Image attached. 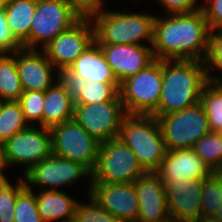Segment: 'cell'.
<instances>
[{"label": "cell", "mask_w": 222, "mask_h": 222, "mask_svg": "<svg viewBox=\"0 0 222 222\" xmlns=\"http://www.w3.org/2000/svg\"><path fill=\"white\" fill-rule=\"evenodd\" d=\"M164 185L190 179H207L213 171L196 154L194 148L167 150L156 171Z\"/></svg>", "instance_id": "e0dca14e"}, {"label": "cell", "mask_w": 222, "mask_h": 222, "mask_svg": "<svg viewBox=\"0 0 222 222\" xmlns=\"http://www.w3.org/2000/svg\"><path fill=\"white\" fill-rule=\"evenodd\" d=\"M61 76L69 83L118 82L96 41L89 45Z\"/></svg>", "instance_id": "ffe728a7"}, {"label": "cell", "mask_w": 222, "mask_h": 222, "mask_svg": "<svg viewBox=\"0 0 222 222\" xmlns=\"http://www.w3.org/2000/svg\"><path fill=\"white\" fill-rule=\"evenodd\" d=\"M4 152L8 165L23 164L24 173L35 164L52 154L51 132L49 128L29 125L15 134L4 144Z\"/></svg>", "instance_id": "8fae6325"}, {"label": "cell", "mask_w": 222, "mask_h": 222, "mask_svg": "<svg viewBox=\"0 0 222 222\" xmlns=\"http://www.w3.org/2000/svg\"><path fill=\"white\" fill-rule=\"evenodd\" d=\"M37 208L44 222L75 220L78 201L59 190H40L35 194Z\"/></svg>", "instance_id": "7402d4cb"}, {"label": "cell", "mask_w": 222, "mask_h": 222, "mask_svg": "<svg viewBox=\"0 0 222 222\" xmlns=\"http://www.w3.org/2000/svg\"><path fill=\"white\" fill-rule=\"evenodd\" d=\"M22 48V44L14 37L7 24L4 11L0 12V53H12Z\"/></svg>", "instance_id": "d590c367"}, {"label": "cell", "mask_w": 222, "mask_h": 222, "mask_svg": "<svg viewBox=\"0 0 222 222\" xmlns=\"http://www.w3.org/2000/svg\"><path fill=\"white\" fill-rule=\"evenodd\" d=\"M211 131H222V82L209 81L200 99Z\"/></svg>", "instance_id": "484cf974"}, {"label": "cell", "mask_w": 222, "mask_h": 222, "mask_svg": "<svg viewBox=\"0 0 222 222\" xmlns=\"http://www.w3.org/2000/svg\"><path fill=\"white\" fill-rule=\"evenodd\" d=\"M14 222H44L41 218L33 189L25 187L17 196Z\"/></svg>", "instance_id": "f546056e"}, {"label": "cell", "mask_w": 222, "mask_h": 222, "mask_svg": "<svg viewBox=\"0 0 222 222\" xmlns=\"http://www.w3.org/2000/svg\"><path fill=\"white\" fill-rule=\"evenodd\" d=\"M45 92L42 91H23L18 102L22 108L25 121L31 125V122L37 121L42 126V113L44 108ZM30 122V123H29Z\"/></svg>", "instance_id": "1f68e13d"}, {"label": "cell", "mask_w": 222, "mask_h": 222, "mask_svg": "<svg viewBox=\"0 0 222 222\" xmlns=\"http://www.w3.org/2000/svg\"><path fill=\"white\" fill-rule=\"evenodd\" d=\"M89 197L88 204L77 203L76 222H122L104 210L91 195Z\"/></svg>", "instance_id": "d6a6232c"}, {"label": "cell", "mask_w": 222, "mask_h": 222, "mask_svg": "<svg viewBox=\"0 0 222 222\" xmlns=\"http://www.w3.org/2000/svg\"><path fill=\"white\" fill-rule=\"evenodd\" d=\"M89 195L108 213L122 222L136 221L139 207L133 182H90Z\"/></svg>", "instance_id": "5bb4252c"}, {"label": "cell", "mask_w": 222, "mask_h": 222, "mask_svg": "<svg viewBox=\"0 0 222 222\" xmlns=\"http://www.w3.org/2000/svg\"><path fill=\"white\" fill-rule=\"evenodd\" d=\"M118 137L135 153L146 172L160 168L167 150L155 116L127 114Z\"/></svg>", "instance_id": "3957f363"}, {"label": "cell", "mask_w": 222, "mask_h": 222, "mask_svg": "<svg viewBox=\"0 0 222 222\" xmlns=\"http://www.w3.org/2000/svg\"><path fill=\"white\" fill-rule=\"evenodd\" d=\"M13 186L9 181L0 183V222H14V208L18 194L26 187L23 178Z\"/></svg>", "instance_id": "4dcf8cb0"}, {"label": "cell", "mask_w": 222, "mask_h": 222, "mask_svg": "<svg viewBox=\"0 0 222 222\" xmlns=\"http://www.w3.org/2000/svg\"><path fill=\"white\" fill-rule=\"evenodd\" d=\"M138 198V222H162L170 218L165 185L157 172H145L134 182Z\"/></svg>", "instance_id": "2e32d148"}, {"label": "cell", "mask_w": 222, "mask_h": 222, "mask_svg": "<svg viewBox=\"0 0 222 222\" xmlns=\"http://www.w3.org/2000/svg\"><path fill=\"white\" fill-rule=\"evenodd\" d=\"M0 53V99L18 101L23 93L16 66V51Z\"/></svg>", "instance_id": "d4e9b609"}, {"label": "cell", "mask_w": 222, "mask_h": 222, "mask_svg": "<svg viewBox=\"0 0 222 222\" xmlns=\"http://www.w3.org/2000/svg\"><path fill=\"white\" fill-rule=\"evenodd\" d=\"M6 166L8 167V163L4 152V146L0 143V183L8 181L4 174L5 172H3L4 169H7L5 168Z\"/></svg>", "instance_id": "f35d334b"}, {"label": "cell", "mask_w": 222, "mask_h": 222, "mask_svg": "<svg viewBox=\"0 0 222 222\" xmlns=\"http://www.w3.org/2000/svg\"><path fill=\"white\" fill-rule=\"evenodd\" d=\"M8 0H0V12L4 11Z\"/></svg>", "instance_id": "7bdbcfd3"}, {"label": "cell", "mask_w": 222, "mask_h": 222, "mask_svg": "<svg viewBox=\"0 0 222 222\" xmlns=\"http://www.w3.org/2000/svg\"><path fill=\"white\" fill-rule=\"evenodd\" d=\"M195 222H222V221H219L215 217H201Z\"/></svg>", "instance_id": "ab89813d"}, {"label": "cell", "mask_w": 222, "mask_h": 222, "mask_svg": "<svg viewBox=\"0 0 222 222\" xmlns=\"http://www.w3.org/2000/svg\"><path fill=\"white\" fill-rule=\"evenodd\" d=\"M200 199L201 217H215L222 204V191L218 180L213 175L204 179Z\"/></svg>", "instance_id": "f1b7e54d"}, {"label": "cell", "mask_w": 222, "mask_h": 222, "mask_svg": "<svg viewBox=\"0 0 222 222\" xmlns=\"http://www.w3.org/2000/svg\"><path fill=\"white\" fill-rule=\"evenodd\" d=\"M16 66L23 91L45 92L54 83L55 66L43 50L20 48L16 50Z\"/></svg>", "instance_id": "d6986e66"}, {"label": "cell", "mask_w": 222, "mask_h": 222, "mask_svg": "<svg viewBox=\"0 0 222 222\" xmlns=\"http://www.w3.org/2000/svg\"><path fill=\"white\" fill-rule=\"evenodd\" d=\"M168 14L189 13L201 8L196 0H158Z\"/></svg>", "instance_id": "74e56055"}, {"label": "cell", "mask_w": 222, "mask_h": 222, "mask_svg": "<svg viewBox=\"0 0 222 222\" xmlns=\"http://www.w3.org/2000/svg\"><path fill=\"white\" fill-rule=\"evenodd\" d=\"M35 8L36 0H8L4 9L7 24L23 48L29 49V33Z\"/></svg>", "instance_id": "603a6c76"}, {"label": "cell", "mask_w": 222, "mask_h": 222, "mask_svg": "<svg viewBox=\"0 0 222 222\" xmlns=\"http://www.w3.org/2000/svg\"><path fill=\"white\" fill-rule=\"evenodd\" d=\"M79 19L65 0H36L29 33V49H37L36 46L40 44L42 50Z\"/></svg>", "instance_id": "9c48e42d"}, {"label": "cell", "mask_w": 222, "mask_h": 222, "mask_svg": "<svg viewBox=\"0 0 222 222\" xmlns=\"http://www.w3.org/2000/svg\"><path fill=\"white\" fill-rule=\"evenodd\" d=\"M84 175L91 179L92 174L81 164L51 154L26 172L23 179L28 189L34 184L46 187V190H57L59 186L75 183Z\"/></svg>", "instance_id": "4fadbf2b"}, {"label": "cell", "mask_w": 222, "mask_h": 222, "mask_svg": "<svg viewBox=\"0 0 222 222\" xmlns=\"http://www.w3.org/2000/svg\"><path fill=\"white\" fill-rule=\"evenodd\" d=\"M2 107H3V100L0 99V114H1V111H2Z\"/></svg>", "instance_id": "f6af8a7d"}, {"label": "cell", "mask_w": 222, "mask_h": 222, "mask_svg": "<svg viewBox=\"0 0 222 222\" xmlns=\"http://www.w3.org/2000/svg\"><path fill=\"white\" fill-rule=\"evenodd\" d=\"M29 124L25 121L22 108L18 101H3L0 114V143L4 144L18 132L26 129Z\"/></svg>", "instance_id": "4316f807"}, {"label": "cell", "mask_w": 222, "mask_h": 222, "mask_svg": "<svg viewBox=\"0 0 222 222\" xmlns=\"http://www.w3.org/2000/svg\"><path fill=\"white\" fill-rule=\"evenodd\" d=\"M73 87L74 104H95L112 101L120 89L119 82H78L69 83Z\"/></svg>", "instance_id": "cb8c5ba5"}, {"label": "cell", "mask_w": 222, "mask_h": 222, "mask_svg": "<svg viewBox=\"0 0 222 222\" xmlns=\"http://www.w3.org/2000/svg\"><path fill=\"white\" fill-rule=\"evenodd\" d=\"M215 218L218 219L219 221H222V204L219 206V210L215 215Z\"/></svg>", "instance_id": "b9f144b4"}, {"label": "cell", "mask_w": 222, "mask_h": 222, "mask_svg": "<svg viewBox=\"0 0 222 222\" xmlns=\"http://www.w3.org/2000/svg\"><path fill=\"white\" fill-rule=\"evenodd\" d=\"M203 181L195 178L165 185L168 212L175 222H195L201 218Z\"/></svg>", "instance_id": "ac0fdd59"}, {"label": "cell", "mask_w": 222, "mask_h": 222, "mask_svg": "<svg viewBox=\"0 0 222 222\" xmlns=\"http://www.w3.org/2000/svg\"><path fill=\"white\" fill-rule=\"evenodd\" d=\"M162 83V60L158 59L124 80L119 94L126 114L153 115L159 106Z\"/></svg>", "instance_id": "5b68a950"}, {"label": "cell", "mask_w": 222, "mask_h": 222, "mask_svg": "<svg viewBox=\"0 0 222 222\" xmlns=\"http://www.w3.org/2000/svg\"><path fill=\"white\" fill-rule=\"evenodd\" d=\"M204 65L209 81L222 82V78H219V76H211L209 71L212 69L211 67H215L216 69L222 71V30H217V32H215V30L211 31Z\"/></svg>", "instance_id": "836d02e7"}, {"label": "cell", "mask_w": 222, "mask_h": 222, "mask_svg": "<svg viewBox=\"0 0 222 222\" xmlns=\"http://www.w3.org/2000/svg\"><path fill=\"white\" fill-rule=\"evenodd\" d=\"M107 63L121 84L145 69L155 58L152 46L146 44H99Z\"/></svg>", "instance_id": "9a60e30c"}, {"label": "cell", "mask_w": 222, "mask_h": 222, "mask_svg": "<svg viewBox=\"0 0 222 222\" xmlns=\"http://www.w3.org/2000/svg\"><path fill=\"white\" fill-rule=\"evenodd\" d=\"M156 118L166 150L193 148L200 138L211 131L201 103Z\"/></svg>", "instance_id": "52a82bcc"}, {"label": "cell", "mask_w": 222, "mask_h": 222, "mask_svg": "<svg viewBox=\"0 0 222 222\" xmlns=\"http://www.w3.org/2000/svg\"><path fill=\"white\" fill-rule=\"evenodd\" d=\"M213 176L218 180L222 191V171L213 172Z\"/></svg>", "instance_id": "60d3db41"}, {"label": "cell", "mask_w": 222, "mask_h": 222, "mask_svg": "<svg viewBox=\"0 0 222 222\" xmlns=\"http://www.w3.org/2000/svg\"><path fill=\"white\" fill-rule=\"evenodd\" d=\"M163 83L155 117L181 111L200 103L209 82L204 61L162 60Z\"/></svg>", "instance_id": "7a4b0ae2"}, {"label": "cell", "mask_w": 222, "mask_h": 222, "mask_svg": "<svg viewBox=\"0 0 222 222\" xmlns=\"http://www.w3.org/2000/svg\"><path fill=\"white\" fill-rule=\"evenodd\" d=\"M156 17L152 51L158 60L204 61L211 30L203 10Z\"/></svg>", "instance_id": "6da1fadb"}, {"label": "cell", "mask_w": 222, "mask_h": 222, "mask_svg": "<svg viewBox=\"0 0 222 222\" xmlns=\"http://www.w3.org/2000/svg\"><path fill=\"white\" fill-rule=\"evenodd\" d=\"M95 41L91 19H79L42 50L61 75Z\"/></svg>", "instance_id": "7c38bea8"}, {"label": "cell", "mask_w": 222, "mask_h": 222, "mask_svg": "<svg viewBox=\"0 0 222 222\" xmlns=\"http://www.w3.org/2000/svg\"><path fill=\"white\" fill-rule=\"evenodd\" d=\"M52 154L68 159L94 172L100 143L75 119L55 125L50 129Z\"/></svg>", "instance_id": "ba28073f"}, {"label": "cell", "mask_w": 222, "mask_h": 222, "mask_svg": "<svg viewBox=\"0 0 222 222\" xmlns=\"http://www.w3.org/2000/svg\"><path fill=\"white\" fill-rule=\"evenodd\" d=\"M208 3L201 5L205 19L211 31L222 30V0H206Z\"/></svg>", "instance_id": "8d00e7d4"}, {"label": "cell", "mask_w": 222, "mask_h": 222, "mask_svg": "<svg viewBox=\"0 0 222 222\" xmlns=\"http://www.w3.org/2000/svg\"><path fill=\"white\" fill-rule=\"evenodd\" d=\"M126 115L120 94L112 101L75 104L74 110V119L99 143L119 136Z\"/></svg>", "instance_id": "30bf717a"}, {"label": "cell", "mask_w": 222, "mask_h": 222, "mask_svg": "<svg viewBox=\"0 0 222 222\" xmlns=\"http://www.w3.org/2000/svg\"><path fill=\"white\" fill-rule=\"evenodd\" d=\"M55 79L57 81L45 91L42 113V126L49 129L74 119L73 87L60 73H56Z\"/></svg>", "instance_id": "44dd1931"}, {"label": "cell", "mask_w": 222, "mask_h": 222, "mask_svg": "<svg viewBox=\"0 0 222 222\" xmlns=\"http://www.w3.org/2000/svg\"><path fill=\"white\" fill-rule=\"evenodd\" d=\"M145 172L135 153L117 137L100 143L97 165L90 182H134Z\"/></svg>", "instance_id": "8992f818"}, {"label": "cell", "mask_w": 222, "mask_h": 222, "mask_svg": "<svg viewBox=\"0 0 222 222\" xmlns=\"http://www.w3.org/2000/svg\"><path fill=\"white\" fill-rule=\"evenodd\" d=\"M132 222H138V221H132ZM162 222H175L171 217L167 220H164Z\"/></svg>", "instance_id": "ee69618b"}, {"label": "cell", "mask_w": 222, "mask_h": 222, "mask_svg": "<svg viewBox=\"0 0 222 222\" xmlns=\"http://www.w3.org/2000/svg\"><path fill=\"white\" fill-rule=\"evenodd\" d=\"M196 154L213 171H222V139L220 132L210 131L194 145Z\"/></svg>", "instance_id": "83f0119b"}, {"label": "cell", "mask_w": 222, "mask_h": 222, "mask_svg": "<svg viewBox=\"0 0 222 222\" xmlns=\"http://www.w3.org/2000/svg\"><path fill=\"white\" fill-rule=\"evenodd\" d=\"M80 19H92L104 11L103 0H65Z\"/></svg>", "instance_id": "e575fe53"}, {"label": "cell", "mask_w": 222, "mask_h": 222, "mask_svg": "<svg viewBox=\"0 0 222 222\" xmlns=\"http://www.w3.org/2000/svg\"><path fill=\"white\" fill-rule=\"evenodd\" d=\"M155 15L102 11L91 20L94 39L98 44H137L147 41L153 45Z\"/></svg>", "instance_id": "277c9868"}]
</instances>
